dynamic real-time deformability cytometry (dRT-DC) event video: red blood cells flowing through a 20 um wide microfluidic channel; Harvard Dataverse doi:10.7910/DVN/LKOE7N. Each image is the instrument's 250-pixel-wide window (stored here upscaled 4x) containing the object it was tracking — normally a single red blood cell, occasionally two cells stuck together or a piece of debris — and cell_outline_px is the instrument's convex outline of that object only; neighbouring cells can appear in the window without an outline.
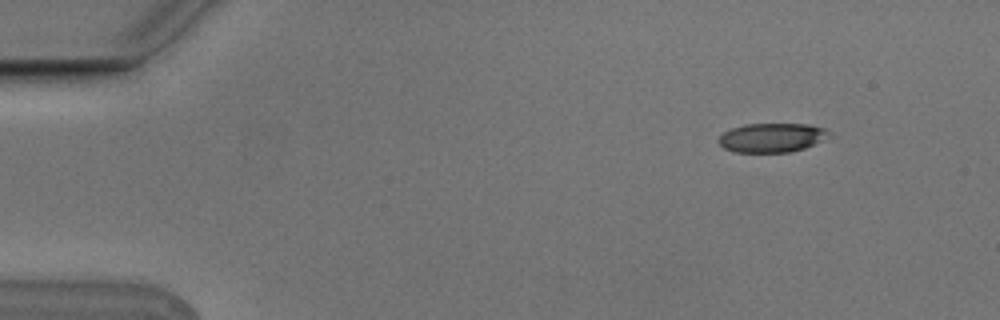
{"species": "Egyptian fruit bat (a non-hibernating species)", "species_latin": "Rousettus aegyptiacus", "temperature_condition": "cold", "stored_images_in_passage": 5, "camera_frame_rate_fps": 3000, "um_per_image_px": 0.085, "animal": {"sex": "male"}, "frame": {"image": 1, "passage_image": 2, "time_ms": 0.333, "image_size_px": [1000, 320], "cell_outline_px": [[832, 132], [812, 144], [804, 148], [788, 152], [736, 152], [724, 148], [716, 140], [724, 132], [732, 128], [744, 124], [808, 124], [824, 128]], "centroid_in_image_um": [65.55, 11.69], "position_along_channel_um": 19.5, "area_um2": 18.44}}